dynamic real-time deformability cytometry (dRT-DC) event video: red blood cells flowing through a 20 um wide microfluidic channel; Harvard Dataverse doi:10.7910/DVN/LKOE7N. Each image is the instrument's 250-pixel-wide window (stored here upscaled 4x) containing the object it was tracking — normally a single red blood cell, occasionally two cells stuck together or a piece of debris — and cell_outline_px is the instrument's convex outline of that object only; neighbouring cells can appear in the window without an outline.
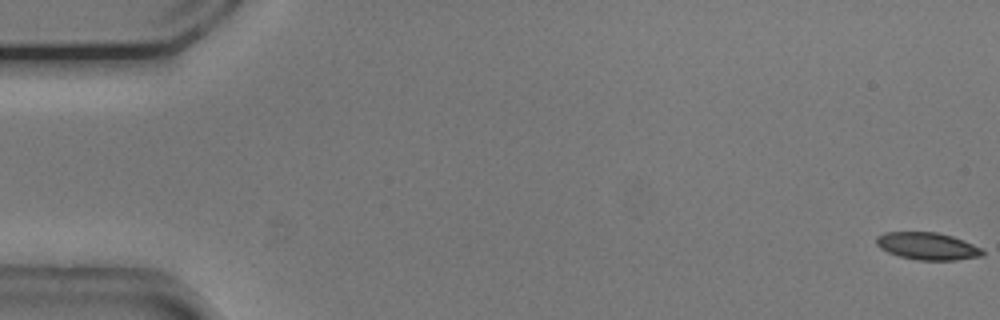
{"species": "common noctule bat (a hibernating species)", "species_latin": "Nyctalus noctula", "temperature_condition": "cold", "stored_images_in_passage": 8, "camera_frame_rate_fps": 3000, "um_per_image_px": 0.085, "animal": {"sex": "male", "body_mass_g": 20.5, "forearm_length_mm": 52.5}, "frame": {"image": 1, "passage_image": 1, "time_ms": 0.0, "image_size_px": [1000, 320], "cell_outline_px": [[984, 256], [956, 260], [916, 260], [900, 256], [888, 252], [880, 248], [876, 244], [876, 236], [884, 232], [936, 232], [952, 236], [964, 240], [980, 248], [984, 252]], "centroid_in_image_um": [78.82, 20.92], "position_along_channel_um": 6.2, "area_um2": 16.94}}